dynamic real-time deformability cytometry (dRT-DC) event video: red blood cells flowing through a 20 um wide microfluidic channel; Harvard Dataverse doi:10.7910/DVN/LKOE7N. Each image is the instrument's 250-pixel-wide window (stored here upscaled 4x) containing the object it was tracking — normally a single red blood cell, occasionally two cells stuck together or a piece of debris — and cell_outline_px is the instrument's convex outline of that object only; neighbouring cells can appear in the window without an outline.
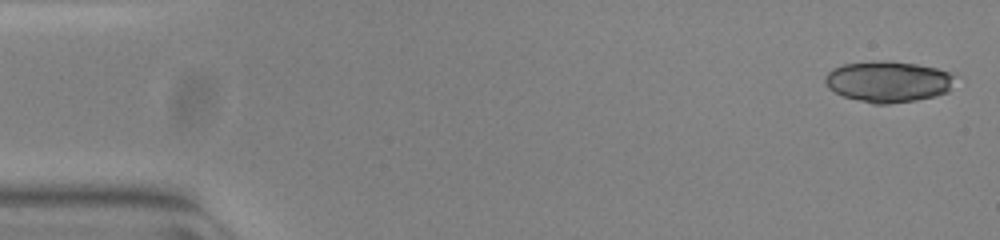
{"species": "common noctule bat (a hibernating species)", "species_latin": "Nyctalus noctula", "temperature_condition": "warm", "stored_images_in_passage": 51, "camera_frame_rate_fps": 3000, "um_per_image_px": 0.085, "animal": {"sex": "female", "body_mass_g": 23.0, "forearm_length_mm": 53.4}, "frame": {"image": 1, "passage_image": 1, "time_ms": 0.0, "image_size_px": [1000, 240], "cell_outline_px": [[952, 76], [948, 92], [936, 96], [916, 100], [888, 104], [872, 104], [844, 96], [828, 88], [824, 80], [824, 76], [832, 68], [844, 64], [880, 60], [888, 60], [916, 64], [936, 68], [952, 72]], "centroid_in_image_um": [75.45, 6.93], "position_along_channel_um": 9.5, "area_um2": 31.04}}
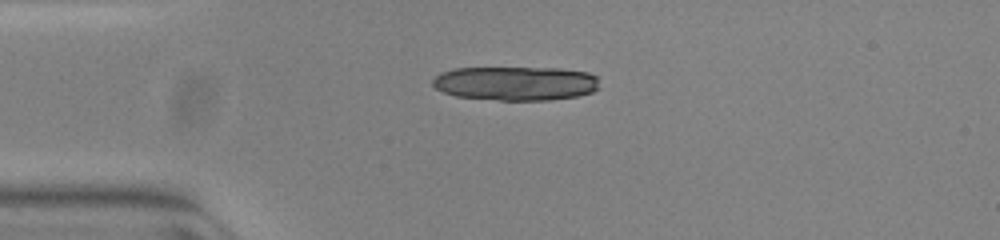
{"frame": {"image": 2, "passage_image": 12, "time_ms": 3.667, "image_size_px": [1000, 240], "cell_outline_px": [[600, 88], [592, 92], [576, 96], [548, 100], [500, 100], [456, 96], [444, 92], [436, 88], [432, 84], [432, 80], [440, 72], [452, 68], [560, 68], [588, 72], [596, 76]], "centroid_in_image_um": [43.84, 7.08], "position_along_channel_um": 41.2, "area_um2": 33.23}}
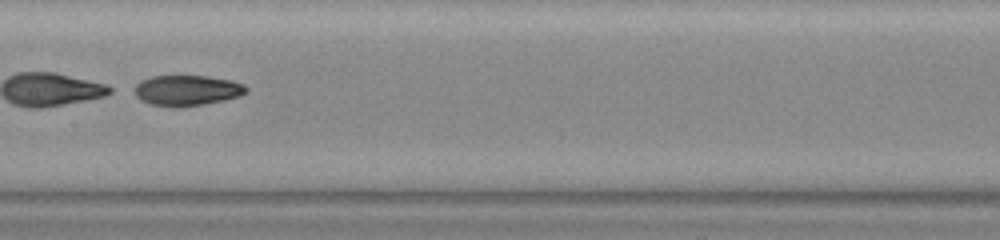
{"frame": {"image": 3, "passage_image": 26, "time_ms": 8.333, "image_size_px": [1000, 240], "cell_outline_px": [[248, 92], [240, 96], [224, 100], [204, 104], [152, 104], [140, 100], [136, 96], [136, 84], [140, 80], [152, 76], [208, 76], [232, 80], [244, 84], [248, 88]], "centroid_in_image_um": [15.96, 7.63], "position_along_channel_um": 191.4, "area_um2": 19.25}}